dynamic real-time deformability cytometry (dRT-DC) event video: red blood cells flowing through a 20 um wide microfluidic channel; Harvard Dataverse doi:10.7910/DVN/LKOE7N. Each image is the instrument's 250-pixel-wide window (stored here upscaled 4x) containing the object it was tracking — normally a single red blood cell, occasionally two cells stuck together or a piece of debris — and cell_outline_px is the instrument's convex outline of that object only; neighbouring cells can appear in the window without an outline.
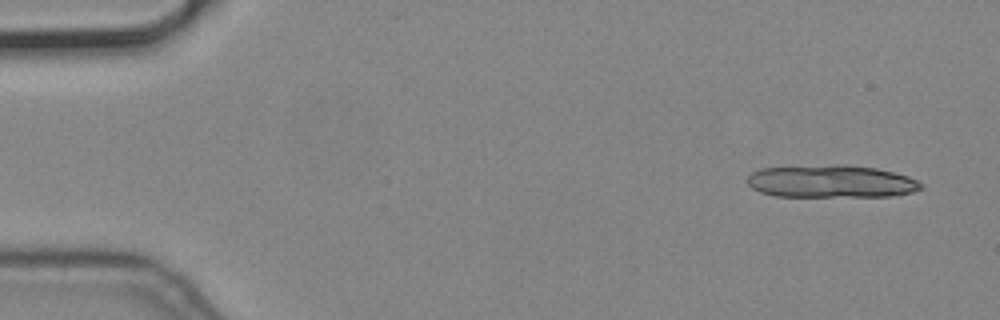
{"species": "common noctule bat (a hibernating species)", "species_latin": "Nyctalus noctula", "temperature_condition": "cold", "stored_images_in_passage": 5, "camera_frame_rate_fps": 3000, "um_per_image_px": 0.085, "animal": {"sex": "male", "body_mass_g": 19.2, "forearm_length_mm": 51.8}, "frame": {"image": 1, "passage_image": 1, "time_ms": 0.0, "image_size_px": [1000, 320], "cell_outline_px": [[924, 188], [900, 196], [776, 196], [760, 192], [752, 188], [748, 184], [748, 176], [752, 172], [760, 168], [832, 164], [848, 164], [876, 168], [908, 176], [924, 184]], "centroid_in_image_um": [70.68, 15.41], "position_along_channel_um": 14.3, "area_um2": 33.35}}
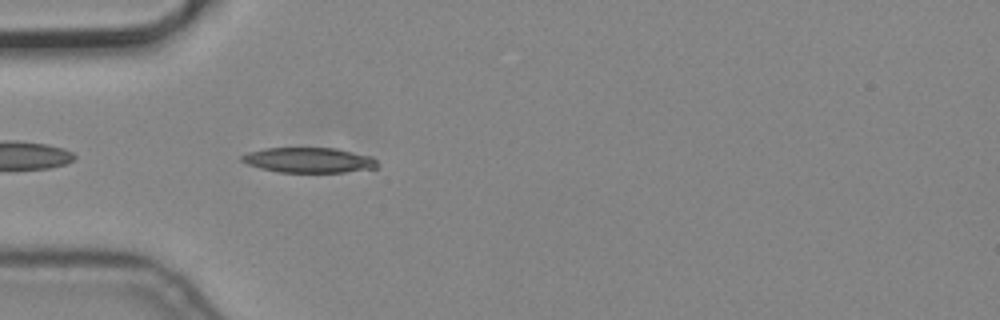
{"frame": {"image": 2, "passage_image": 5, "time_ms": 1.333, "image_size_px": [1000, 320], "cell_outline_px": [[376, 168], [344, 172], [276, 172], [260, 168], [248, 164], [240, 160], [240, 156], [248, 152], [264, 148], [336, 148], [372, 156], [376, 160]], "centroid_in_image_um": [26.23, 13.61], "position_along_channel_um": 58.8, "area_um2": 19.88}}